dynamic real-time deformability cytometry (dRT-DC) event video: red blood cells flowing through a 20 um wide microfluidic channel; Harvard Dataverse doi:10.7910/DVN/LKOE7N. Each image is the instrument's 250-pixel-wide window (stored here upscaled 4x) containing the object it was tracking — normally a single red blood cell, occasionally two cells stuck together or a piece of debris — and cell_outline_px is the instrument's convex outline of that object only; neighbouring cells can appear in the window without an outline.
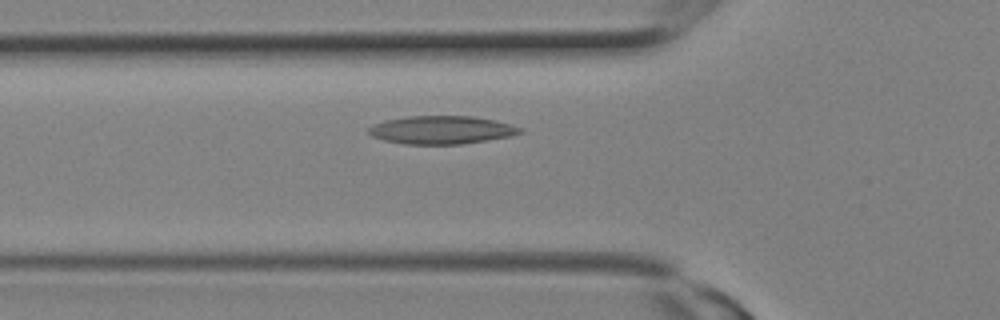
{"species": "Egyptian fruit bat (a non-hibernating species)", "species_latin": "Rousettus aegyptiacus", "temperature_condition": "room temperature", "stored_images_in_passage": 23, "camera_frame_rate_fps": 3000, "um_per_image_px": 0.085, "animal": {"sex": "female"}, "frame": {"image": 1, "passage_image": 7, "time_ms": 2.0, "image_size_px": [1000, 320], "cell_outline_px": [[524, 132], [512, 136], [460, 144], [404, 144], [384, 140], [372, 136], [368, 132], [368, 128], [384, 120], [408, 116], [472, 116], [496, 120], [512, 124], [524, 128]], "centroid_in_image_um": [37.58, 11.04], "position_along_channel_um": 88.2, "area_um2": 24.91}}
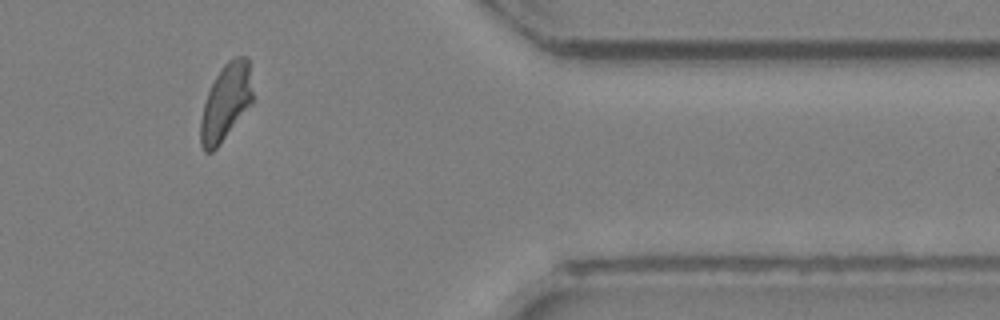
{"frame": {"image": 2, "passage_image": 19, "time_ms": 6.0, "image_size_px": [1000, 320], "cell_outline_px": [[252, 100], [216, 148], [212, 152], [204, 152], [200, 144], [200, 120], [204, 104], [208, 92], [216, 76], [224, 64], [228, 60], [236, 56], [248, 56], [252, 92]], "centroid_in_image_um": [19.16, 8.66], "position_along_channel_um": 392.2, "area_um2": 22.54}}
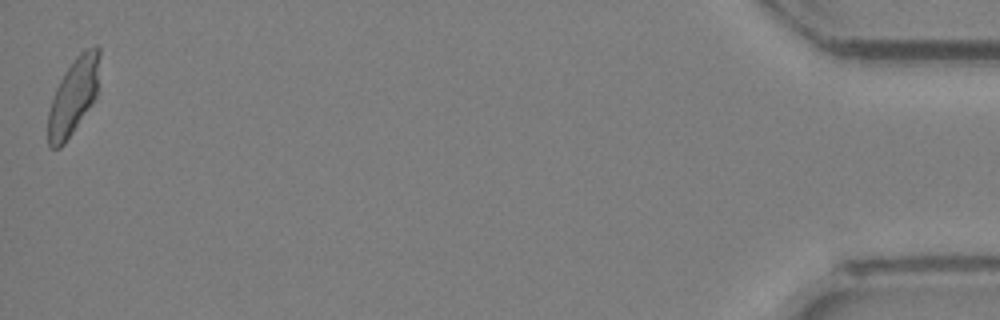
{"frame": {"image": 3, "passage_image": 23, "time_ms": 7.333, "image_size_px": [1000, 320], "cell_outline_px": [[100, 56], [96, 96], [64, 144], [60, 148], [48, 148], [48, 112], [56, 88], [64, 72], [76, 56], [84, 48], [96, 44], [100, 48]], "centroid_in_image_um": [6.24, 8.14], "position_along_channel_um": 429.0, "area_um2": 22.72}}